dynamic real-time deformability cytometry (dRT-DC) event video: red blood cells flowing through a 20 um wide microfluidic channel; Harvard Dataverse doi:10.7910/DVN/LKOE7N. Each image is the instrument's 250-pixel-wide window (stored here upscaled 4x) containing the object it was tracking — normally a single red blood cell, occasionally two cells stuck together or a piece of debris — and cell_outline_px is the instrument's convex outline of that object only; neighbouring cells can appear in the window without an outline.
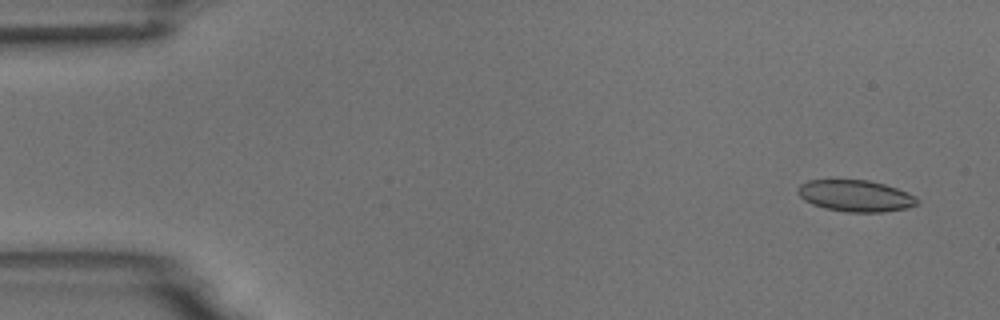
{"species": "common noctule bat (a hibernating species)", "species_latin": "Nyctalus noctula", "temperature_condition": "room temperature", "stored_images_in_passage": 4, "camera_frame_rate_fps": 3000, "um_per_image_px": 0.085, "animal": {"sex": "male", "body_mass_g": 18.8}, "frame": {"image": 1, "passage_image": 1, "time_ms": 0.0, "image_size_px": [1000, 320], "cell_outline_px": [[920, 200], [916, 204], [908, 208], [884, 212], [844, 212], [824, 208], [812, 204], [804, 200], [796, 192], [796, 188], [800, 184], [808, 180], [868, 180], [884, 184], [896, 188], [916, 196]], "centroid_in_image_um": [72.7, 16.65], "position_along_channel_um": 12.3, "area_um2": 22.08}}
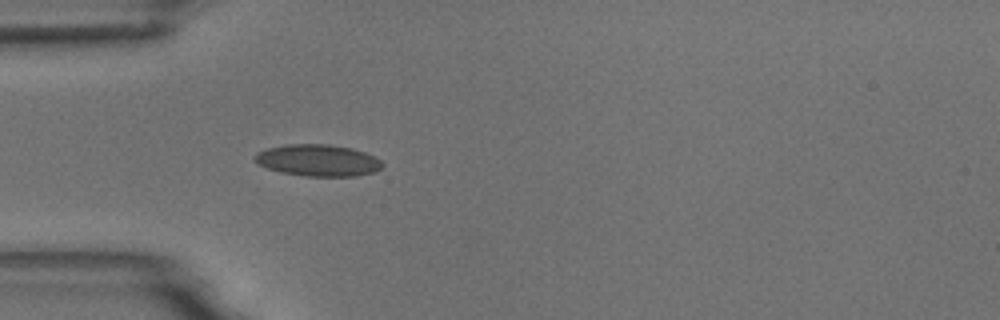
{"frame": {"image": 2, "passage_image": 4, "time_ms": 4.333, "image_size_px": [1000, 320], "cell_outline_px": [[384, 164], [380, 168], [372, 172], [356, 176], [304, 176], [280, 172], [256, 164], [252, 160], [252, 156], [256, 152], [268, 148], [288, 144], [328, 144], [352, 148], [364, 152], [380, 160]], "centroid_in_image_um": [26.96, 13.63], "position_along_channel_um": 58.0, "area_um2": 23.64}}